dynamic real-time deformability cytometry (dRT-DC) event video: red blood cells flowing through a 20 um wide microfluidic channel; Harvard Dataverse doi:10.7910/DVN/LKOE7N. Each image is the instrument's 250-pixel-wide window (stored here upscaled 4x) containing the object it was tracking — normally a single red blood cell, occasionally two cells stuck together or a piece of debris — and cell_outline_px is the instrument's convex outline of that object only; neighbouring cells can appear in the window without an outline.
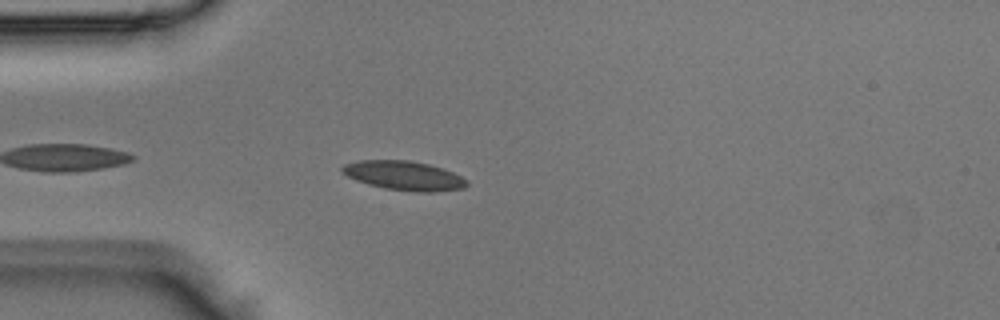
{"species": "Egyptian fruit bat (a non-hibernating species)", "species_latin": "Rousettus aegyptiacus", "temperature_condition": "room temperature", "stored_images_in_passage": 38, "camera_frame_rate_fps": 3000, "um_per_image_px": 0.085, "animal": {"sex": "male"}, "frame": {"image": 1, "passage_image": 4, "time_ms": 1.0, "image_size_px": [1000, 320], "cell_outline_px": [[468, 184], [464, 188], [432, 192], [416, 192], [384, 188], [368, 184], [356, 180], [340, 172], [340, 168], [344, 164], [360, 160], [408, 160], [428, 164], [452, 172], [468, 180]], "centroid_in_image_um": [34.31, 14.93], "position_along_channel_um": 50.7, "area_um2": 21.15}}
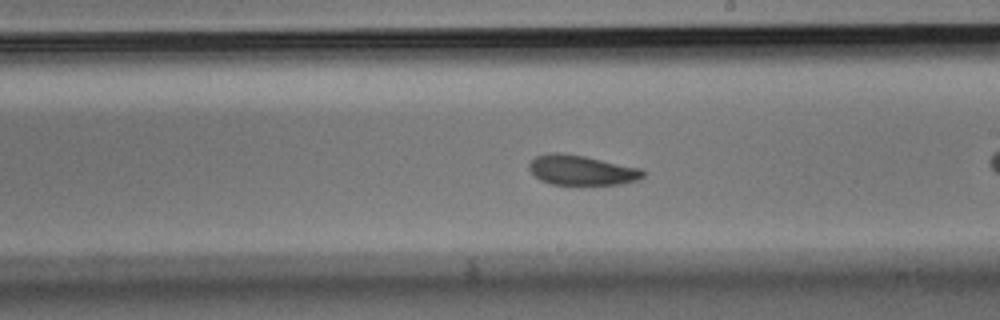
{"frame": {"image": 2, "passage_image": 16, "time_ms": 5.0, "image_size_px": [1000, 320], "cell_outline_px": [[648, 172], [640, 180], [620, 184], [552, 184], [540, 180], [528, 168], [528, 164], [536, 156], [552, 152], [556, 152], [584, 156], [640, 168]], "centroid_in_image_um": [49.47, 14.46], "position_along_channel_um": 239.5, "area_um2": 19.77}}
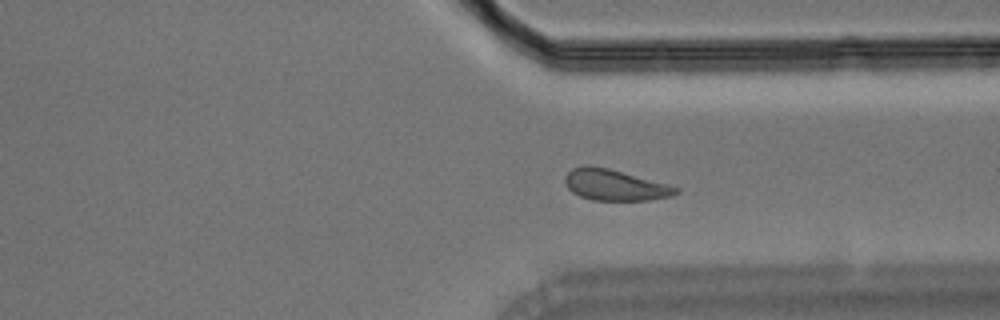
{"frame": {"image": 3, "passage_image": 25, "time_ms": 8.0, "image_size_px": [1000, 320], "cell_outline_px": [[680, 192], [672, 196], [648, 200], [592, 200], [580, 196], [572, 192], [568, 188], [564, 180], [564, 176], [572, 168], [584, 164], [588, 164], [608, 168], [680, 188]], "centroid_in_image_um": [52.22, 15.72], "position_along_channel_um": 359.2, "area_um2": 20.0}}